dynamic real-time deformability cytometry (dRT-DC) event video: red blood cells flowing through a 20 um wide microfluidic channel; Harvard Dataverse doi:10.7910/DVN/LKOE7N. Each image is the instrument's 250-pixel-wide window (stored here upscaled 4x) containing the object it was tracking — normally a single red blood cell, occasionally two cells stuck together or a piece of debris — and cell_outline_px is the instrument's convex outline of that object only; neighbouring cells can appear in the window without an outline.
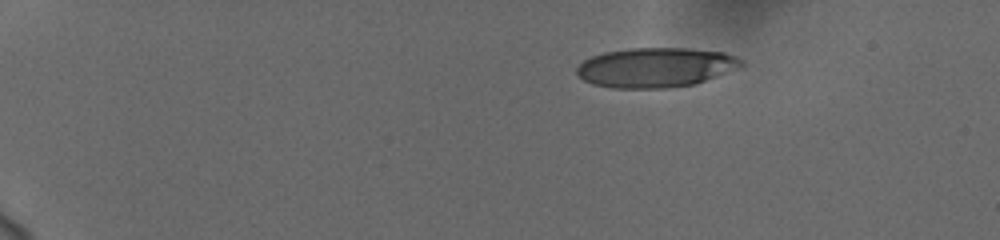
{"species": "human", "species_latin": "Homo sapiens", "temperature_condition": "cold", "stored_images_in_passage": 47, "camera_frame_rate_fps": 3000, "um_per_image_px": 0.085, "donor": {"sex": "female"}, "frame": {"image": 1, "passage_image": 1, "time_ms": 0.0, "image_size_px": [1000, 240], "cell_outline_px": [[744, 64], [740, 68], [696, 84], [664, 88], [612, 88], [592, 84], [584, 80], [576, 72], [576, 68], [584, 60], [592, 56], [604, 52], [632, 48], [688, 48], [724, 52], [736, 56], [744, 60]], "centroid_in_image_um": [55.77, 5.73], "position_along_channel_um": 29.2, "area_um2": 38.26}}
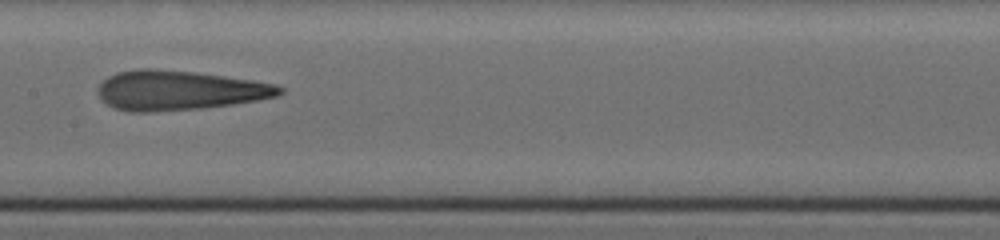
{"frame": {"image": 2, "passage_image": 23, "time_ms": 7.333, "image_size_px": [1000, 240], "cell_outline_px": [[284, 92], [276, 96], [256, 100], [232, 104], [204, 108], [152, 112], [128, 112], [112, 108], [100, 100], [96, 92], [96, 88], [108, 76], [116, 72], [136, 68], [148, 68], [196, 72], [252, 80], [276, 84], [284, 88]], "centroid_in_image_um": [15.15, 7.68], "position_along_channel_um": 192.2, "area_um2": 42.37}}
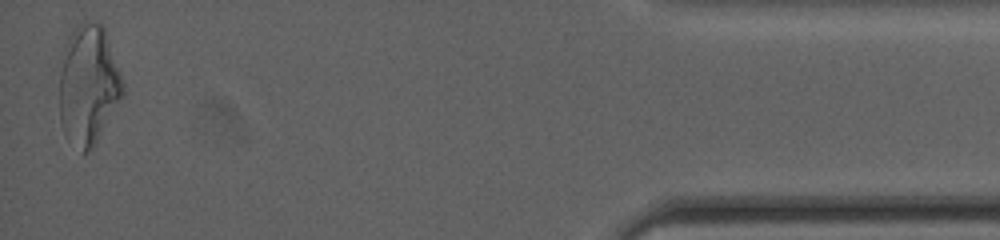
{"frame": {"image": 3, "passage_image": 47, "time_ms": 15.333, "image_size_px": [1000, 240], "cell_outline_px": [[124, 96], [96, 144], [88, 152], [80, 152], [68, 140], [64, 132], [60, 120], [60, 52], [68, 36], [76, 24], [84, 20], [100, 24], [104, 28], [124, 80]], "centroid_in_image_um": [7.51, 7.21], "position_along_channel_um": 427.7, "area_um2": 45.2}, "authors_computed_cell_mechanics": {"area_um2": 40.749, "velocity_mm_per_s": 3.7398, "shape_relaxation_time_tau1_ms": null, "shape_relaxation_time_tau2_ms": 2.0142, "deformation_change_tau1": null, "deformation_change_tau2": 0.1464}}